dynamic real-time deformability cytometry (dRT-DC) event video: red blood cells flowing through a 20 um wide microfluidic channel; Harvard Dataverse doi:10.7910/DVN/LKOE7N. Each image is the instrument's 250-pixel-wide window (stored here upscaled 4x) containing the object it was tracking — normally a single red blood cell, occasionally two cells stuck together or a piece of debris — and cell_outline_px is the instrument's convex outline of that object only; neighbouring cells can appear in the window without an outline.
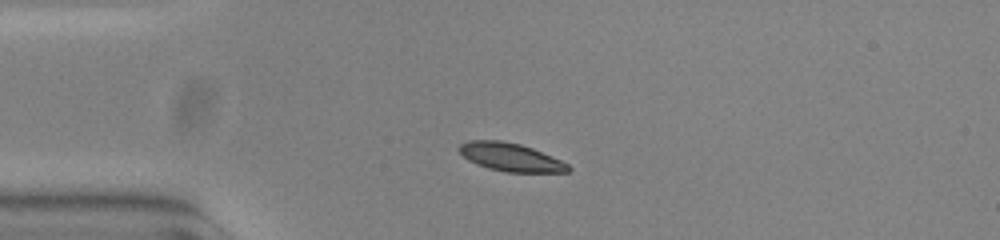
{"species": "common noctule bat (a hibernating species)", "species_latin": "Nyctalus noctula", "temperature_condition": "warm", "stored_images_in_passage": 42, "camera_frame_rate_fps": 3000, "um_per_image_px": 0.085, "animal": {"sex": "female", "body_mass_g": 23.0, "forearm_length_mm": 53.4}, "frame": {"image": 1, "passage_image": 1, "time_ms": 0.0, "image_size_px": [1000, 240], "cell_outline_px": [[572, 168], [568, 172], [504, 172], [488, 168], [476, 164], [468, 160], [456, 148], [460, 144], [468, 140], [500, 140], [520, 144], [532, 148], [560, 160], [568, 164]], "centroid_in_image_um": [43.37, 13.36], "position_along_channel_um": 41.6, "area_um2": 17.92}}
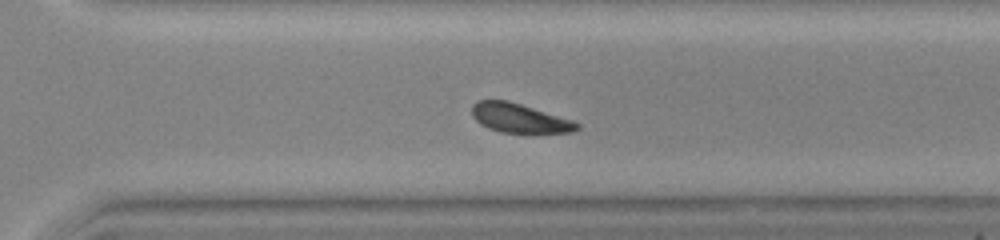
{"frame": {"image": 2, "passage_image": 26, "time_ms": 8.333, "image_size_px": [1000, 240], "cell_outline_px": [[580, 128], [572, 132], [500, 132], [488, 128], [480, 124], [472, 116], [472, 104], [476, 100], [508, 100], [572, 120], [580, 124]], "centroid_in_image_um": [44.11, 10.03], "position_along_channel_um": 326.5, "area_um2": 17.69}}
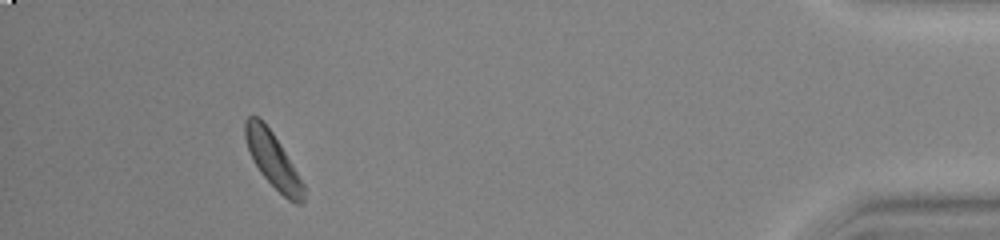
{"frame": {"image": 3, "passage_image": 38, "time_ms": 12.333, "image_size_px": [1000, 240], "cell_outline_px": [[304, 204], [296, 204], [288, 200], [260, 172], [248, 148], [244, 136], [244, 120], [248, 116], [260, 116], [264, 120], [280, 144], [304, 184]], "centroid_in_image_um": [23.19, 13.57], "position_along_channel_um": 412.0, "area_um2": 18.5}, "authors_computed_cell_mechanics": {"area_um2": 18.6116, "velocity_mm_per_s": 3.7367, "shape_relaxation_time_tau1_ms": 3.1197, "shape_relaxation_time_tau2_ms": null, "deformation_change_tau1": 0.1167, "deformation_change_tau2": null}}